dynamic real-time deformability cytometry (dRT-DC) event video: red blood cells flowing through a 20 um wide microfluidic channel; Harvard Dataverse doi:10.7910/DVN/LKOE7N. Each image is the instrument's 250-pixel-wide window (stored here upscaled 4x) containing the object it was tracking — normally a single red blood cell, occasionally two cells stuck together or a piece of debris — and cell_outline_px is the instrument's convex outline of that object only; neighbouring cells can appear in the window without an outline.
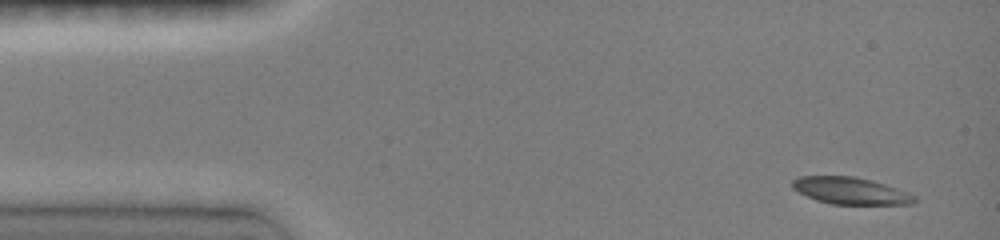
{"species": "common noctule bat (a hibernating species)", "species_latin": "Nyctalus noctula", "temperature_condition": "room temperature", "stored_images_in_passage": 28, "camera_frame_rate_fps": 3000, "um_per_image_px": 0.085, "animal": {"sex": "female", "body_mass_g": 19.0, "forearm_length_mm": 51.5}, "frame": {"image": 1, "passage_image": 1, "time_ms": 0.0, "image_size_px": [1000, 240], "cell_outline_px": [[916, 200], [912, 204], [832, 204], [816, 200], [792, 188], [792, 180], [800, 176], [856, 176], [872, 180], [908, 192], [916, 196]], "centroid_in_image_um": [72.3, 16.21], "position_along_channel_um": 12.7, "area_um2": 19.07}}
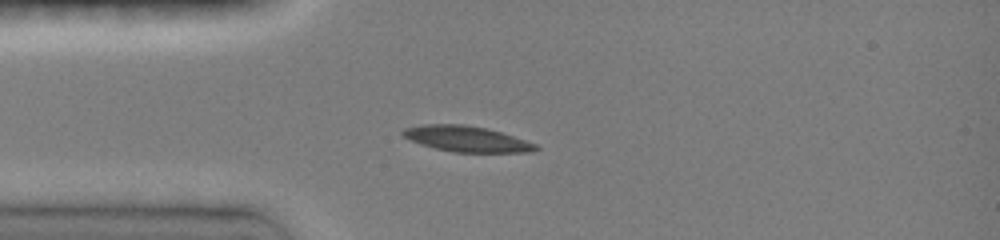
{"frame": {"image": 2, "passage_image": 17, "time_ms": 3.0, "image_size_px": [1000, 240], "cell_outline_px": [[540, 148], [532, 152], [452, 152], [420, 144], [404, 136], [400, 132], [404, 128], [420, 124], [464, 124], [484, 128], [500, 132], [536, 144]], "centroid_in_image_um": [39.63, 11.8], "position_along_channel_um": 45.4, "area_um2": 19.71}}